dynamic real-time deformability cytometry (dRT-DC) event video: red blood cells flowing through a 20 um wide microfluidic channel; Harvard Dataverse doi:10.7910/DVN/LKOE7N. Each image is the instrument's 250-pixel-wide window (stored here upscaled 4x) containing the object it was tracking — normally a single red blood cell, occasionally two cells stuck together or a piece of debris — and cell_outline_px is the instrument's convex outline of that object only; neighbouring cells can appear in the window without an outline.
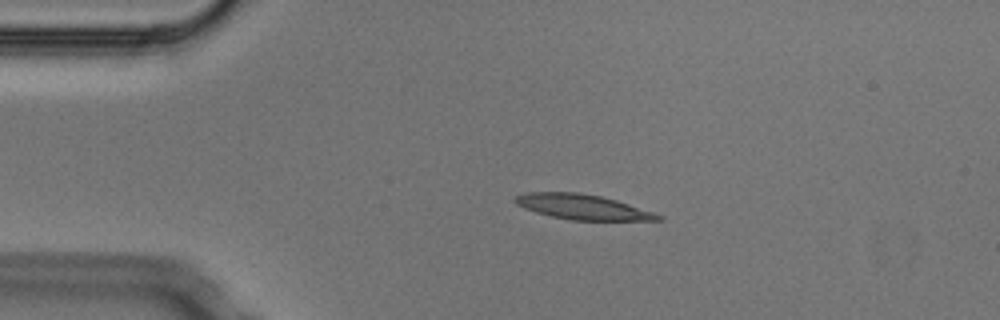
{"species": "Egyptian fruit bat (a non-hibernating species)", "species_latin": "Rousettus aegyptiacus", "temperature_condition": "cold", "stored_images_in_passage": 3, "camera_frame_rate_fps": 3000, "um_per_image_px": 0.085, "animal": {"sex": "male"}, "frame": {"image": 1, "passage_image": 1, "time_ms": 0.0, "image_size_px": [1000, 320], "cell_outline_px": [[664, 220], [572, 220], [552, 216], [536, 212], [524, 208], [516, 204], [512, 200], [516, 196], [524, 192], [576, 192], [600, 196], [616, 200], [664, 216]], "centroid_in_image_um": [49.48, 17.58], "position_along_channel_um": 35.5, "area_um2": 20.69}}